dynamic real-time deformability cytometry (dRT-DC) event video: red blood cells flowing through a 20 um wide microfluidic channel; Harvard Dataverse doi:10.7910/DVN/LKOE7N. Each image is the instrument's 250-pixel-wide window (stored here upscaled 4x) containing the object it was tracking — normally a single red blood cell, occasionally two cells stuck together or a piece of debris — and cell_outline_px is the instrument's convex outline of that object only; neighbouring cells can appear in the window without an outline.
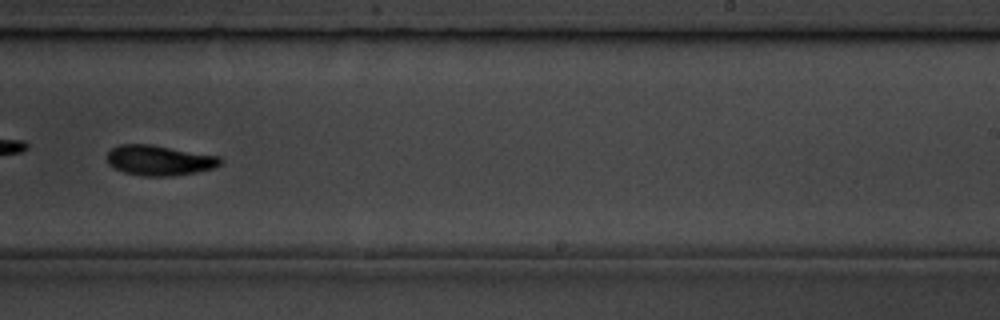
{"species": "common noctule bat (a hibernating species)", "species_latin": "Nyctalus noctula", "temperature_condition": "room temperature", "stored_images_in_passage": 9, "camera_frame_rate_fps": 3000, "um_per_image_px": 0.085, "animal": {"sex": "male", "body_mass_g": 19.5, "forearm_length_mm": 54.6}, "frame": {"image": 1, "passage_image": 9, "time_ms": 10.0, "image_size_px": [1000, 320], "cell_outline_px": [[224, 160], [220, 164], [212, 168], [196, 172], [172, 176], [144, 176], [124, 172], [112, 168], [108, 164], [108, 152], [112, 148], [120, 144], [152, 144], [220, 156]], "centroid_in_image_um": [13.54, 13.62], "position_along_channel_um": 275.5, "area_um2": 20.06}}